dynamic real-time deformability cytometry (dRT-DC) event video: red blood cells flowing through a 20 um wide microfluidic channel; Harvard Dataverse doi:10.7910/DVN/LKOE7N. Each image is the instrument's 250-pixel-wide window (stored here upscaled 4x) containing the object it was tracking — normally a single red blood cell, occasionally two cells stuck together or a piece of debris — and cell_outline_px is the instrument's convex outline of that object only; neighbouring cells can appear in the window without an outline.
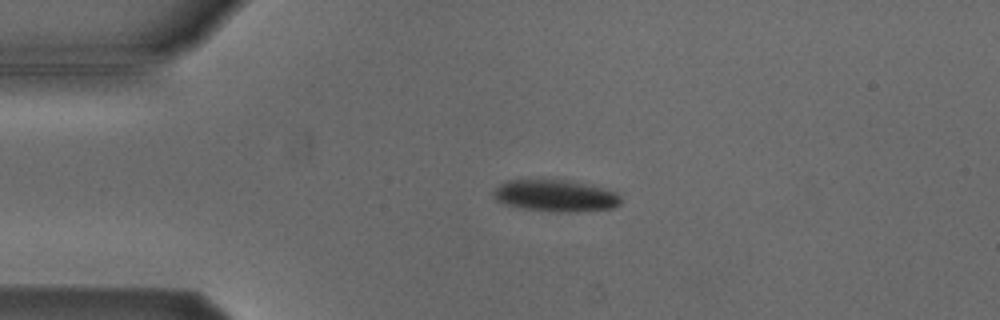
{"species": "Egyptian fruit bat (a non-hibernating species)", "species_latin": "Rousettus aegyptiacus", "temperature_condition": "cold", "stored_images_in_passage": 52, "camera_frame_rate_fps": 3000, "um_per_image_px": 0.085, "animal": {"sex": "male"}, "frame": {"image": 1, "passage_image": 11, "time_ms": 3.333, "image_size_px": [1000, 320], "cell_outline_px": [[620, 204], [612, 208], [576, 212], [556, 212], [524, 208], [504, 204], [496, 200], [492, 196], [492, 192], [500, 184], [508, 180], [564, 180], [600, 188], [616, 192], [620, 196]], "centroid_in_image_um": [47.17, 16.65], "position_along_channel_um": 37.8, "area_um2": 23.24}}
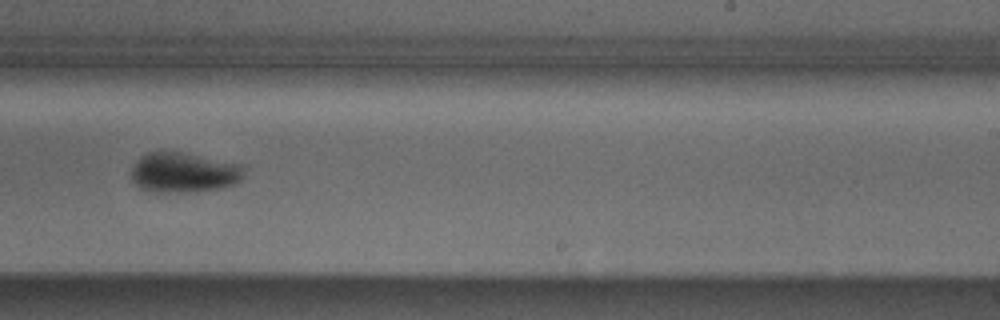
{"frame": {"image": 2, "passage_image": 32, "time_ms": 10.333, "image_size_px": [1000, 320], "cell_outline_px": [[244, 176], [236, 184], [220, 188], [196, 192], [156, 192], [140, 188], [132, 180], [132, 168], [136, 160], [140, 156], [148, 152], [180, 152], [244, 164]], "centroid_in_image_um": [15.65, 14.67], "position_along_channel_um": 273.3, "area_um2": 26.53}}
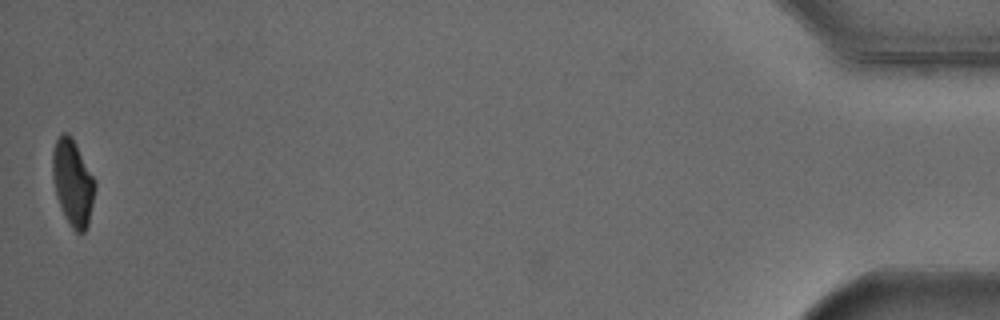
{"frame": {"image": 3, "passage_image": 52, "time_ms": 17.0, "image_size_px": [1000, 320], "cell_outline_px": [[96, 188], [88, 224], [84, 232], [76, 232], [72, 228], [64, 216], [60, 208], [56, 196], [52, 176], [52, 152], [56, 140], [60, 132], [68, 132], [72, 136], [96, 184]], "centroid_in_image_um": [6.16, 15.5], "position_along_channel_um": 429.0, "area_um2": 21.33}, "authors_computed_cell_mechanics": {"area_um2": 24.2182, "velocity_mm_per_s": 3.8277, "shape_relaxation_time_tau1_ms": 3.5569, "shape_relaxation_time_tau2_ms": null, "deformation_change_tau1": 0.1154, "deformation_change_tau2": null}}